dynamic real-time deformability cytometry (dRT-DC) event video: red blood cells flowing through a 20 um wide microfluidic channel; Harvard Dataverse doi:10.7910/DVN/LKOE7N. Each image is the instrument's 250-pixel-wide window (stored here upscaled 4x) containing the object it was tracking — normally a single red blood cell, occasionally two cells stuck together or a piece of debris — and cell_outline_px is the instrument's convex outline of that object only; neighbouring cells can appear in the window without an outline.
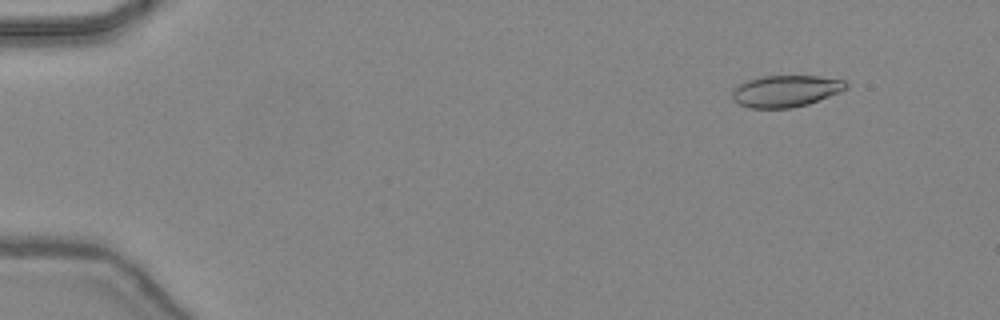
{"species": "common noctule bat (a hibernating species)", "species_latin": "Nyctalus noctula", "temperature_condition": "warm", "stored_images_in_passage": 38, "camera_frame_rate_fps": 3000, "um_per_image_px": 0.085, "animal": {"sex": "female", "body_mass_g": 24.6, "forearm_length_mm": 56.2}, "frame": {"image": 1, "passage_image": 2, "time_ms": 0.333, "image_size_px": [1000, 320], "cell_outline_px": [[848, 88], [840, 92], [808, 104], [792, 108], [748, 108], [732, 100], [732, 92], [740, 84], [748, 80], [764, 76], [816, 76], [844, 80], [848, 84]], "centroid_in_image_um": [66.8, 7.75], "position_along_channel_um": 18.2, "area_um2": 20.92}}
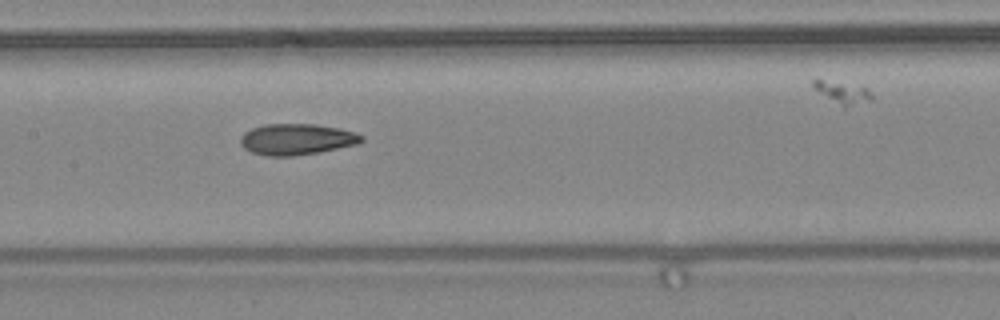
{"frame": {"image": 2, "passage_image": 21, "time_ms": 6.667, "image_size_px": [1000, 320], "cell_outline_px": [[364, 140], [356, 144], [320, 152], [292, 156], [264, 156], [252, 152], [244, 148], [240, 144], [240, 136], [244, 132], [252, 128], [264, 124], [316, 124], [340, 128], [356, 132], [364, 136]], "centroid_in_image_um": [25.21, 11.83], "position_along_channel_um": 182.2, "area_um2": 22.14}}
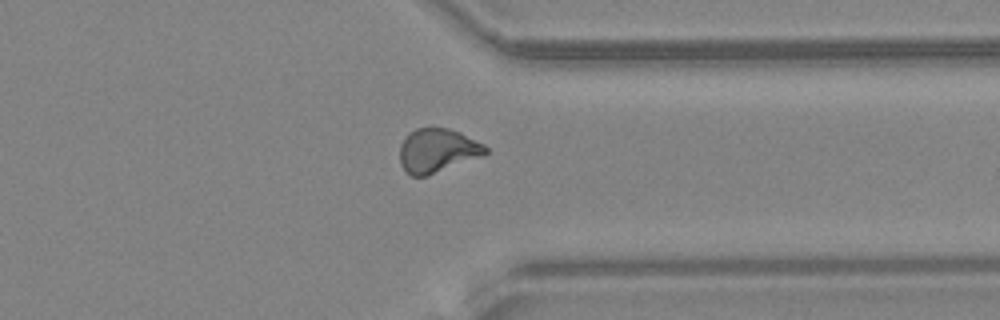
{"frame": {"image": 3, "passage_image": 34, "time_ms": 11.0, "image_size_px": [1000, 320], "cell_outline_px": [[488, 152], [484, 156], [428, 176], [412, 176], [400, 164], [400, 144], [408, 132], [416, 128], [448, 128], [460, 132], [484, 144], [488, 148]], "centroid_in_image_um": [37.2, 12.8], "position_along_channel_um": 374.2, "area_um2": 22.2}}